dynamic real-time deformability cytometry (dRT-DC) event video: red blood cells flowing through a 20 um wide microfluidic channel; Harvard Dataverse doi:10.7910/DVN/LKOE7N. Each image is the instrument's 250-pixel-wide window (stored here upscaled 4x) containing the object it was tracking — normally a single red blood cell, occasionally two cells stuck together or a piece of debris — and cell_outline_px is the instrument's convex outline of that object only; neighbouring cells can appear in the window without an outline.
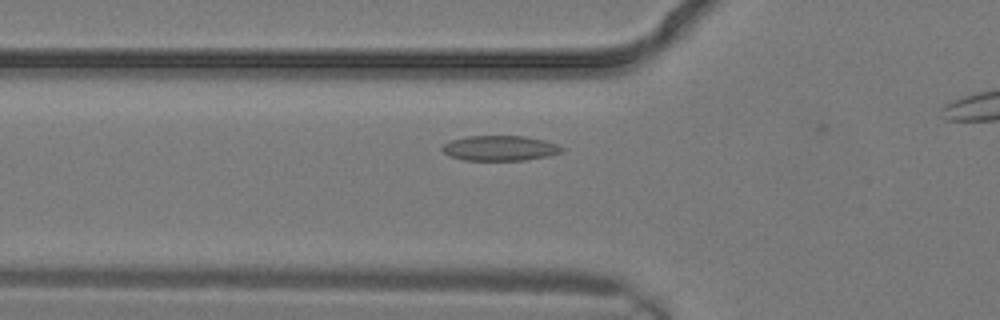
{"species": "common noctule bat (a hibernating species)", "species_latin": "Nyctalus noctula", "temperature_condition": "warm", "stored_images_in_passage": 22, "camera_frame_rate_fps": 3000, "um_per_image_px": 0.085, "animal": {"sex": "male", "body_mass_g": 19.2, "forearm_length_mm": 51.8}, "frame": {"image": 1, "passage_image": 8, "time_ms": 2.333, "image_size_px": [1000, 320], "cell_outline_px": [[564, 148], [560, 152], [548, 156], [524, 160], [464, 160], [448, 156], [440, 148], [444, 144], [452, 140], [468, 136], [524, 136], [544, 140], [556, 144]], "centroid_in_image_um": [42.46, 12.59], "position_along_channel_um": 83.3, "area_um2": 17.4}}
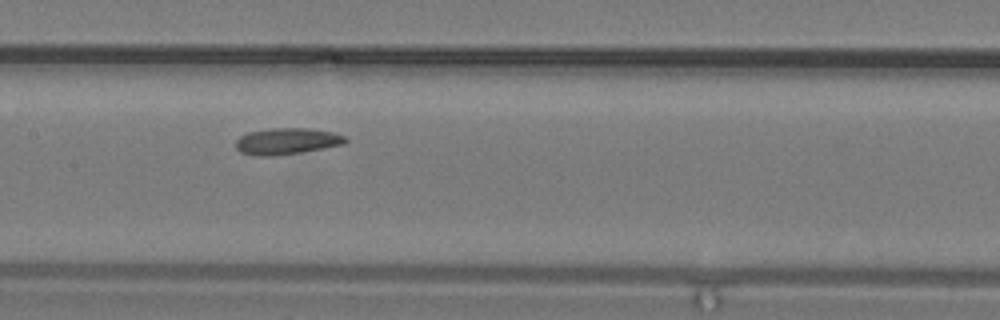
{"frame": {"image": 2, "passage_image": 12, "time_ms": 3.667, "image_size_px": [1000, 320], "cell_outline_px": [[348, 140], [344, 144], [324, 148], [300, 152], [272, 156], [256, 156], [240, 152], [236, 148], [236, 140], [240, 136], [248, 132], [268, 128], [312, 128], [332, 132], [344, 136]], "centroid_in_image_um": [24.36, 11.99], "position_along_channel_um": 183.0, "area_um2": 16.94}}
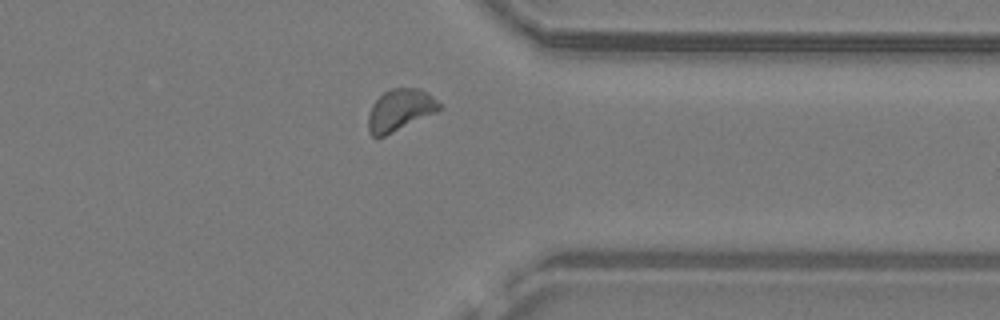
{"frame": {"image": 3, "passage_image": 20, "time_ms": 6.333, "image_size_px": [1000, 320], "cell_outline_px": [[444, 108], [436, 112], [384, 136], [372, 136], [368, 132], [368, 116], [372, 104], [384, 92], [392, 88], [420, 88], [428, 92]], "centroid_in_image_um": [34.0, 9.34], "position_along_channel_um": 377.4, "area_um2": 17.17}}